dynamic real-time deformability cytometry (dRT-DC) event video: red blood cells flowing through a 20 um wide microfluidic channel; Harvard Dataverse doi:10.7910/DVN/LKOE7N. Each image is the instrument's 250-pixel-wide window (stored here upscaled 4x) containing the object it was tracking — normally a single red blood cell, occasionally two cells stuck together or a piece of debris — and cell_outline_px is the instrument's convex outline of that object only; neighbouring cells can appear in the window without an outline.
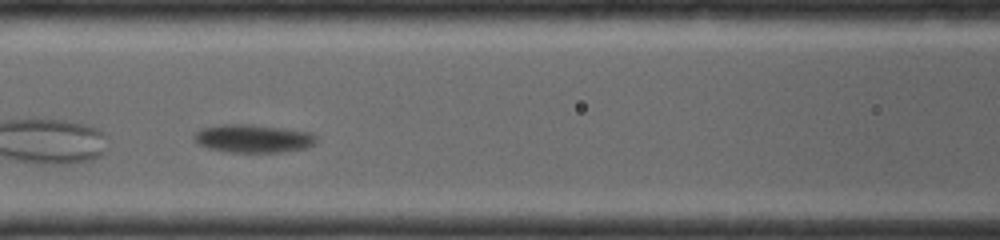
{"species": "common noctule bat (a hibernating species)", "species_latin": "Nyctalus noctula", "temperature_condition": "room temperature", "stored_images_in_passage": 18, "camera_frame_rate_fps": 4000, "um_per_image_px": 0.085, "animal": {"sex": "female", "body_mass_g": 19.0, "forearm_length_mm": 56.7}, "frame": {"image": 1, "passage_image": 8, "time_ms": 2.5, "image_size_px": [1000, 240], "cell_outline_px": [[316, 140], [308, 148], [280, 152], [228, 152], [208, 148], [196, 144], [192, 136], [192, 132], [204, 128], [220, 124], [256, 124], [284, 128], [308, 132], [316, 136]], "centroid_in_image_um": [21.45, 11.77], "position_along_channel_um": 145.1, "area_um2": 20.29}}